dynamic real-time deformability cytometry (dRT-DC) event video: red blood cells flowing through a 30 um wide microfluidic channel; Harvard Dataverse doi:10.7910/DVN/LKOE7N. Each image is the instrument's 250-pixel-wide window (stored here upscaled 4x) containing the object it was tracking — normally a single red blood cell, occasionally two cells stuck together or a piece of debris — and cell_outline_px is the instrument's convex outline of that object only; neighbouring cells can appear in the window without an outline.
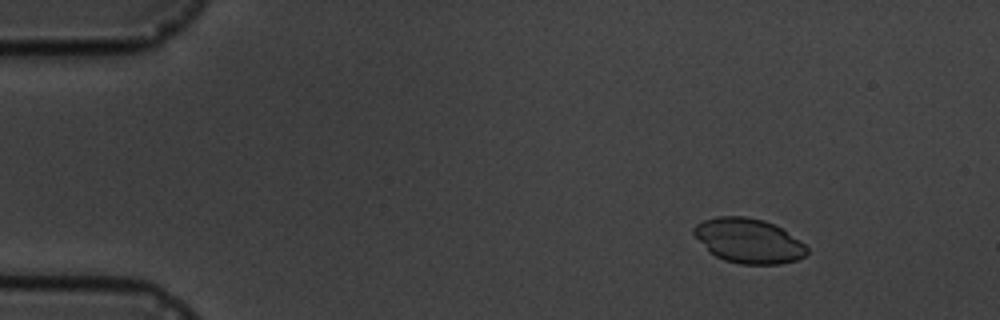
{"species": "common noctule bat (a hibernating species)", "species_latin": "Nyctalus noctula", "temperature_condition": "cold", "stored_images_in_passage": 6, "camera_frame_rate_fps": 3000, "um_per_image_px": 0.085, "animal": {"sex": "male", "body_mass_g": 19.5, "forearm_length_mm": 54.6}, "frame": {"image": 1, "passage_image": 2, "time_ms": 1.0, "image_size_px": [1000, 320], "cell_outline_px": [[808, 252], [804, 256], [796, 260], [780, 264], [740, 264], [724, 260], [708, 252], [692, 232], [692, 228], [696, 224], [704, 220], [716, 216], [744, 216], [764, 220], [780, 228], [800, 240], [808, 248]], "centroid_in_image_um": [63.6, 20.47], "position_along_channel_um": 21.4, "area_um2": 29.42}}